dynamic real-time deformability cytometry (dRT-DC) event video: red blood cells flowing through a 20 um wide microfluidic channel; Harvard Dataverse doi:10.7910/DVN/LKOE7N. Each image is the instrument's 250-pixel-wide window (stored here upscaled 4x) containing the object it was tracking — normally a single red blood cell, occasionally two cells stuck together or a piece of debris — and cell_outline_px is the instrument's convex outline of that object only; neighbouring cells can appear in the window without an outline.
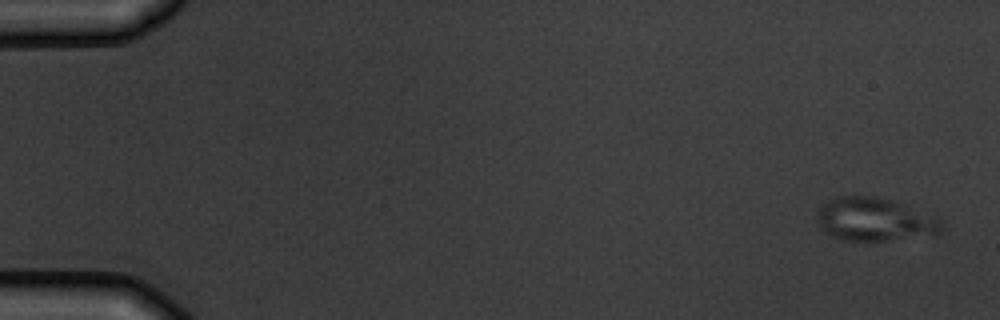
{"species": "common noctule bat (a hibernating species)", "species_latin": "Nyctalus noctula", "temperature_condition": "warm", "stored_images_in_passage": 7, "camera_frame_rate_fps": 3000, "um_per_image_px": 0.085, "animal": {"sex": "male", "body_mass_g": 19.5, "forearm_length_mm": 54.6}, "frame": {"image": 1, "passage_image": 1, "time_ms": 0.0, "image_size_px": [1000, 320], "cell_outline_px": [[944, 228], [936, 236], [888, 240], [844, 240], [832, 236], [820, 228], [816, 220], [816, 216], [820, 208], [828, 200], [836, 196], [876, 196], [892, 200], [940, 216]], "centroid_in_image_um": [74.43, 18.65], "position_along_channel_um": 10.6, "area_um2": 32.02}}